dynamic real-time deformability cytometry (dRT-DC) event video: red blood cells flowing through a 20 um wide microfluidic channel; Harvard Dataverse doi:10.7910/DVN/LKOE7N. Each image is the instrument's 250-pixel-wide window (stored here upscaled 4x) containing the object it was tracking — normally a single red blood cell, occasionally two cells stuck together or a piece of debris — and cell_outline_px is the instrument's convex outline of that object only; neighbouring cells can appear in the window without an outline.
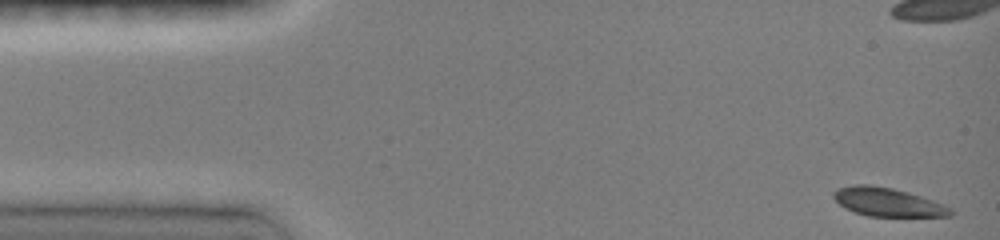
{"species": "common noctule bat (a hibernating species)", "species_latin": "Nyctalus noctula", "temperature_condition": "room temperature", "stored_images_in_passage": 10, "camera_frame_rate_fps": 3000, "um_per_image_px": 0.085, "animal": {"sex": "female", "body_mass_g": 19.0, "forearm_length_mm": 51.5}, "frame": {"image": 1, "passage_image": 1, "time_ms": 0.0, "image_size_px": [1000, 240], "cell_outline_px": [[952, 216], [868, 216], [844, 208], [832, 196], [832, 192], [836, 188], [852, 184], [872, 184], [892, 188], [908, 192], [932, 200], [952, 208]], "centroid_in_image_um": [75.4, 17.16], "position_along_channel_um": 9.6, "area_um2": 19.48}}